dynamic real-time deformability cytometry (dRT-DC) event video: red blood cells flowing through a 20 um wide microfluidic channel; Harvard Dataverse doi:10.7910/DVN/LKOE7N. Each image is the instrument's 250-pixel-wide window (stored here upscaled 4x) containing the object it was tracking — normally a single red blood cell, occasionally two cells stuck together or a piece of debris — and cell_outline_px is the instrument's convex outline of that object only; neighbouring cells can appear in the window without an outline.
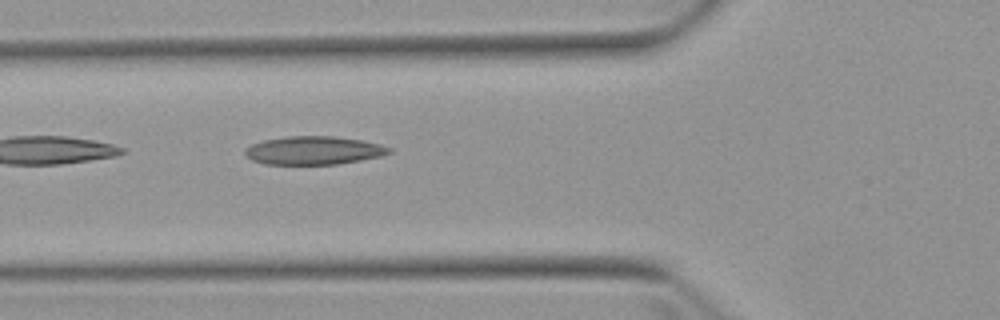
{"species": "Egyptian fruit bat (a non-hibernating species)", "species_latin": "Rousettus aegyptiacus", "temperature_condition": "warm", "stored_images_in_passage": 5, "camera_frame_rate_fps": 3000, "um_per_image_px": 0.085, "animal": {"sex": "female"}, "frame": {"image": 1, "passage_image": 5, "time_ms": 5.333, "image_size_px": [1000, 320], "cell_outline_px": [[392, 152], [380, 156], [360, 160], [336, 164], [264, 164], [252, 160], [244, 152], [244, 148], [252, 144], [264, 140], [288, 136], [332, 136], [360, 140], [380, 144], [392, 148]], "centroid_in_image_um": [26.66, 12.78], "position_along_channel_um": 99.1, "area_um2": 23.64}}